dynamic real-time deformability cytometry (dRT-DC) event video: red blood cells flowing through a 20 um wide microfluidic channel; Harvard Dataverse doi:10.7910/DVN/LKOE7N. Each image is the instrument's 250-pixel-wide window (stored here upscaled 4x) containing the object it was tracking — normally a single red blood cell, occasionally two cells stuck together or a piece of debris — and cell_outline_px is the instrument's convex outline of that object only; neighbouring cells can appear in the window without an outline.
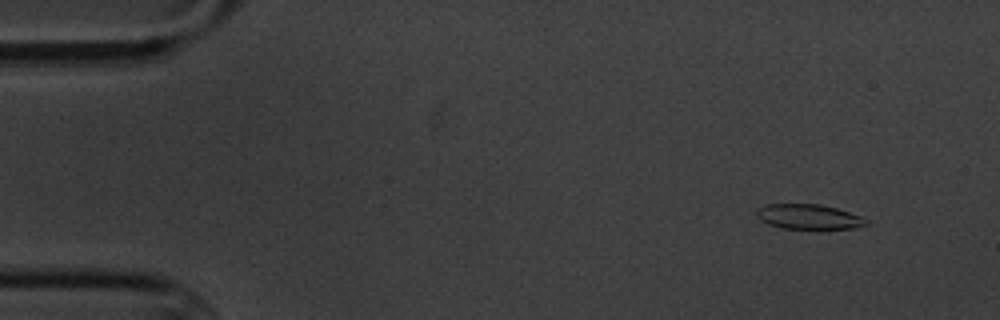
{"species": "common noctule bat (a hibernating species)", "species_latin": "Nyctalus noctula", "temperature_condition": "cold", "stored_images_in_passage": 4, "camera_frame_rate_fps": 3000, "um_per_image_px": 0.085, "animal": {"sex": "male", "body_mass_g": 20.1, "forearm_length_mm": 53.5}, "frame": {"image": 1, "passage_image": 1, "time_ms": 0.0, "image_size_px": [1000, 320], "cell_outline_px": [[868, 224], [856, 228], [820, 232], [780, 228], [768, 224], [760, 220], [756, 216], [756, 212], [760, 208], [768, 204], [820, 204], [836, 208], [860, 216], [868, 220]], "centroid_in_image_um": [68.79, 18.49], "position_along_channel_um": 16.2, "area_um2": 16.82}}
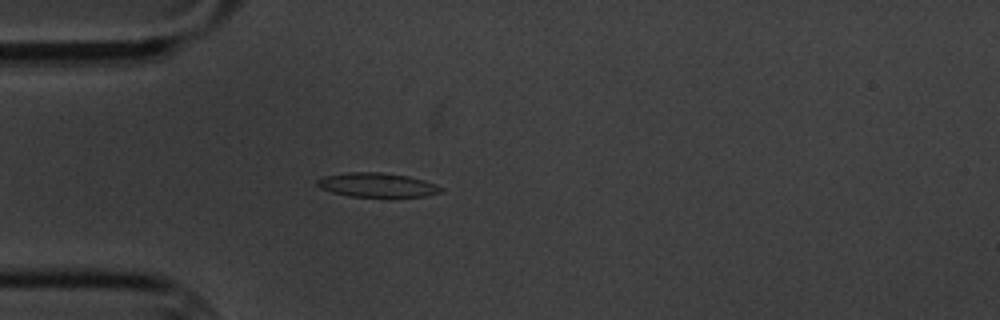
{"frame": {"image": 2, "passage_image": 4, "time_ms": 3.667, "image_size_px": [1000, 320], "cell_outline_px": [[444, 192], [428, 196], [388, 200], [348, 196], [332, 192], [320, 188], [316, 184], [316, 180], [324, 176], [348, 172], [380, 172], [408, 176], [424, 180], [436, 184], [444, 188]], "centroid_in_image_um": [32.14, 15.78], "position_along_channel_um": 52.9, "area_um2": 18.61}}